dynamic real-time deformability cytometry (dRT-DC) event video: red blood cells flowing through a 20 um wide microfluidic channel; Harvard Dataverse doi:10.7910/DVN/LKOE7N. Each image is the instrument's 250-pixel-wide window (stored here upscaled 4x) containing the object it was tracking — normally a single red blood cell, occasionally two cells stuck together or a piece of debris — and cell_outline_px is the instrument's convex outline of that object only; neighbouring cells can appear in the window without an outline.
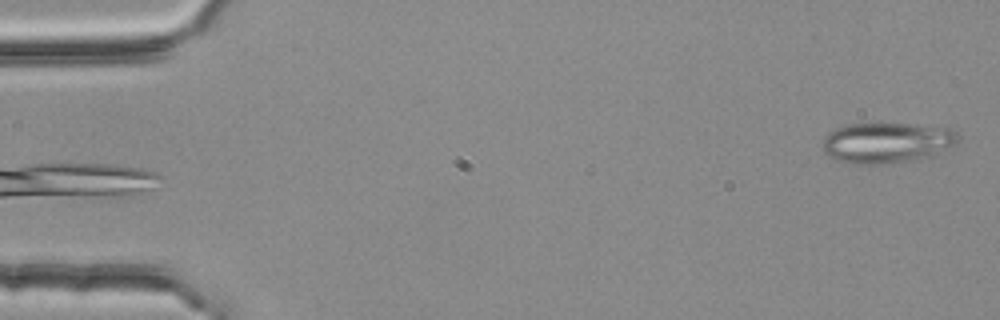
{"species": "common noctule bat (a hibernating species)", "species_latin": "Nyctalus noctula", "temperature_condition": "room temperature", "stored_images_in_passage": 4, "segment_of_instrument_passage": [2, 2], "camera_frame_rate_fps": 3000, "um_per_image_px": 0.085, "animal": {"sex": "female", "body_mass_g": 25.1}, "frame": {"image": 1, "passage_image": 4, "time_ms": 1.0, "image_size_px": [1000, 320], "cell_outline_px": [[960, 140], [932, 156], [920, 160], [884, 164], [856, 164], [836, 160], [828, 156], [824, 152], [824, 136], [836, 128], [848, 124], [908, 124], [948, 128], [956, 132], [960, 136]], "centroid_in_image_um": [75.38, 12.15], "position_along_channel_um": 9.6, "area_um2": 32.02}}